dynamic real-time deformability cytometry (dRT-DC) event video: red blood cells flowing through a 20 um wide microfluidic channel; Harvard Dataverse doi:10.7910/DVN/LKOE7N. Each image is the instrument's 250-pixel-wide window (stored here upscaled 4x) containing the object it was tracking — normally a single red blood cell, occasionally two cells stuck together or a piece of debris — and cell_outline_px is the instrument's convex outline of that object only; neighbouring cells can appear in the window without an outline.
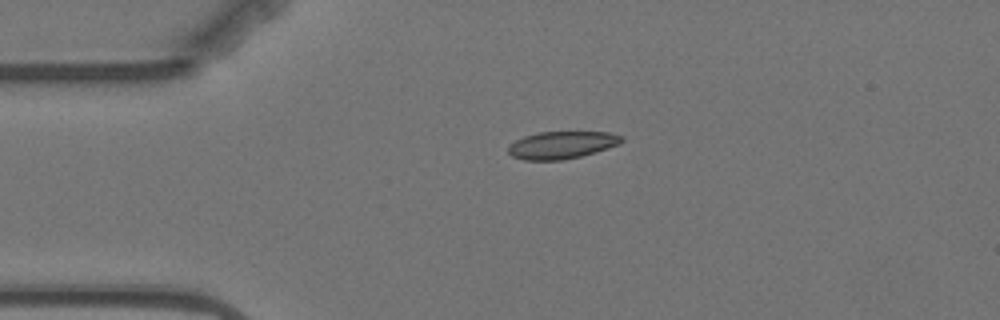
{"species": "Egyptian fruit bat (a non-hibernating species)", "species_latin": "Rousettus aegyptiacus", "temperature_condition": "warm", "stored_images_in_passage": 3, "camera_frame_rate_fps": 3000, "um_per_image_px": 0.085, "animal": {"sex": "female"}, "frame": {"image": 1, "passage_image": 2, "time_ms": 2.0, "image_size_px": [1000, 320], "cell_outline_px": [[624, 140], [620, 144], [608, 148], [580, 156], [564, 160], [524, 160], [512, 156], [508, 152], [508, 148], [516, 140], [524, 136], [540, 132], [608, 132], [624, 136]], "centroid_in_image_um": [47.78, 12.32], "position_along_channel_um": 37.2, "area_um2": 18.03}}